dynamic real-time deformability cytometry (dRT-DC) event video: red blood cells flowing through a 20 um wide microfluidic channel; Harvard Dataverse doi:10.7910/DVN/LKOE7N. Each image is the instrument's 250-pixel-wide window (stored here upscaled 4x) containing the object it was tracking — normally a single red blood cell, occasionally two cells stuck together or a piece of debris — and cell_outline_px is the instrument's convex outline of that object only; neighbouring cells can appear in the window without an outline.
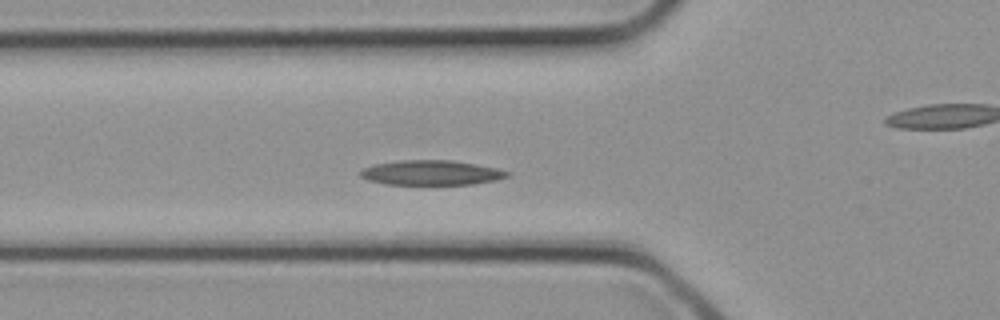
{"species": "common noctule bat (a hibernating species)", "species_latin": "Nyctalus noctula", "temperature_condition": "cold", "stored_images_in_passage": 16, "camera_frame_rate_fps": 3000, "um_per_image_px": 0.085, "animal": {"sex": "female", "body_mass_g": 21.9}, "frame": {"image": 1, "passage_image": 5, "time_ms": 1.333, "image_size_px": [1000, 320], "cell_outline_px": [[512, 176], [496, 180], [472, 184], [384, 184], [368, 180], [360, 176], [360, 172], [364, 168], [376, 164], [400, 160], [452, 160], [476, 164], [496, 168], [512, 172]], "centroid_in_image_um": [36.71, 14.68], "position_along_channel_um": 89.1, "area_um2": 21.21}}
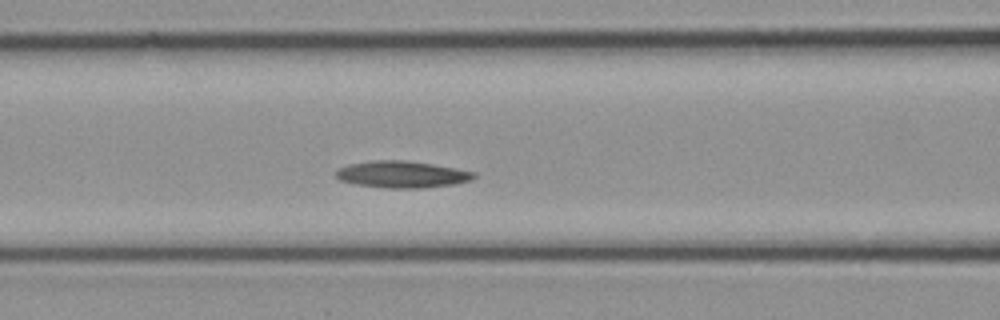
{"frame": {"image": 2, "passage_image": 7, "time_ms": 2.0, "image_size_px": [1000, 320], "cell_outline_px": [[476, 176], [472, 180], [452, 184], [424, 188], [388, 188], [356, 184], [340, 180], [336, 176], [336, 172], [340, 168], [348, 164], [372, 160], [408, 160], [432, 164], [476, 172]], "centroid_in_image_um": [34.18, 14.82], "position_along_channel_um": 132.4, "area_um2": 21.44}}
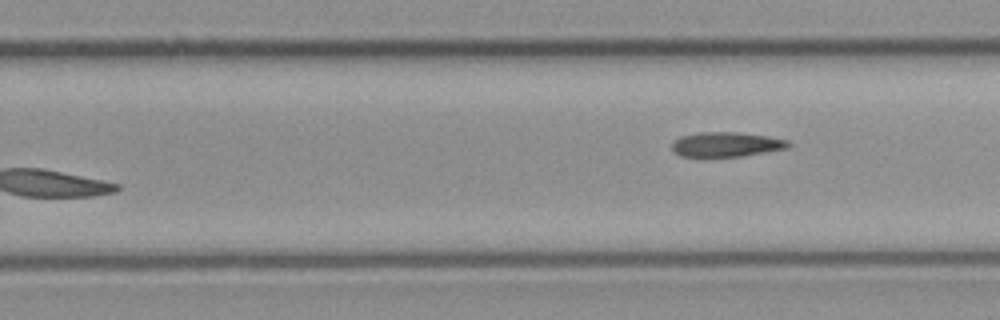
{"frame": {"image": 3, "passage_image": 16, "time_ms": 5.0, "image_size_px": [1000, 320], "cell_outline_px": [[792, 144], [788, 148], [744, 156], [704, 160], [696, 160], [680, 156], [672, 152], [672, 144], [680, 136], [700, 132], [736, 132], [768, 136], [788, 140]], "centroid_in_image_um": [61.66, 12.34], "position_along_channel_um": 268.1, "area_um2": 17.8}}